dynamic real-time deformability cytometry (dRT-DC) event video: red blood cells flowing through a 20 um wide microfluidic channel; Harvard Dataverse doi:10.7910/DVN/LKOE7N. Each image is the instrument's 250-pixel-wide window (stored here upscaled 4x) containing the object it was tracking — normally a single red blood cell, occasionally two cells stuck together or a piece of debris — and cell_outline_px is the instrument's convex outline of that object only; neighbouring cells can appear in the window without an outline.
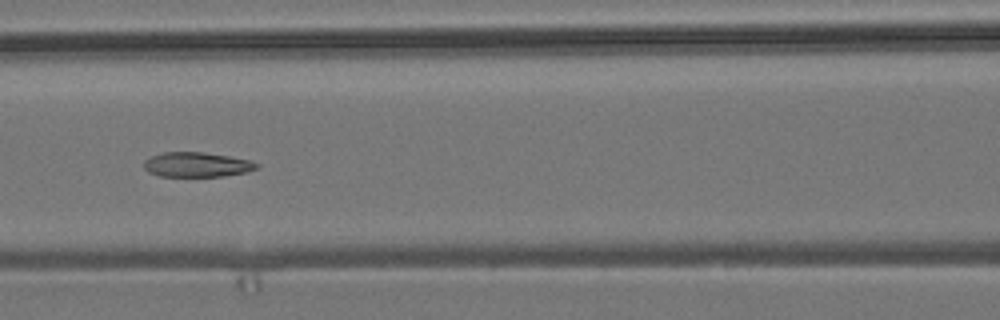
{"species": "common noctule bat (a hibernating species)", "species_latin": "Nyctalus noctula", "temperature_condition": "room temperature", "stored_images_in_passage": 9, "camera_frame_rate_fps": 3000, "um_per_image_px": 0.085, "animal": {"sex": "male", "body_mass_g": 19.2, "forearm_length_mm": 51.8}, "frame": {"image": 1, "passage_image": 6, "time_ms": 6.667, "image_size_px": [1000, 320], "cell_outline_px": [[260, 168], [248, 172], [224, 176], [160, 176], [148, 172], [144, 168], [144, 160], [152, 156], [164, 152], [200, 152], [228, 156], [248, 160], [260, 164]], "centroid_in_image_um": [16.75, 14.0], "position_along_channel_um": 149.8, "area_um2": 16.24}}
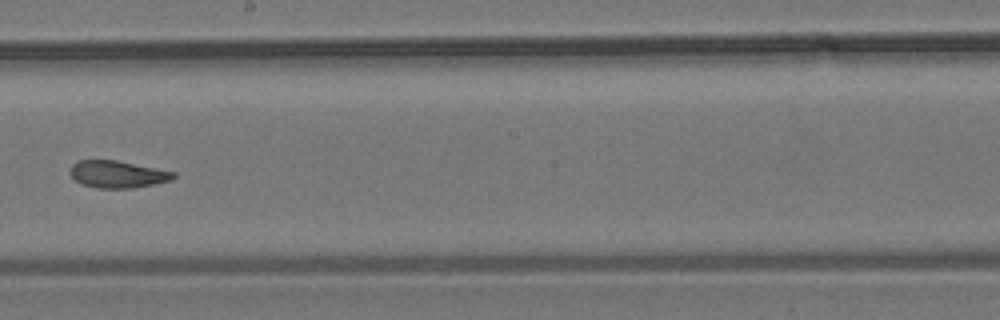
{"frame": {"image": 2, "passage_image": 8, "time_ms": 9.0, "image_size_px": [1000, 320], "cell_outline_px": [[176, 176], [172, 180], [132, 188], [100, 188], [84, 184], [76, 180], [68, 172], [72, 164], [76, 160], [116, 160], [176, 172]], "centroid_in_image_um": [9.98, 14.8], "position_along_channel_um": 238.2, "area_um2": 16.24}}
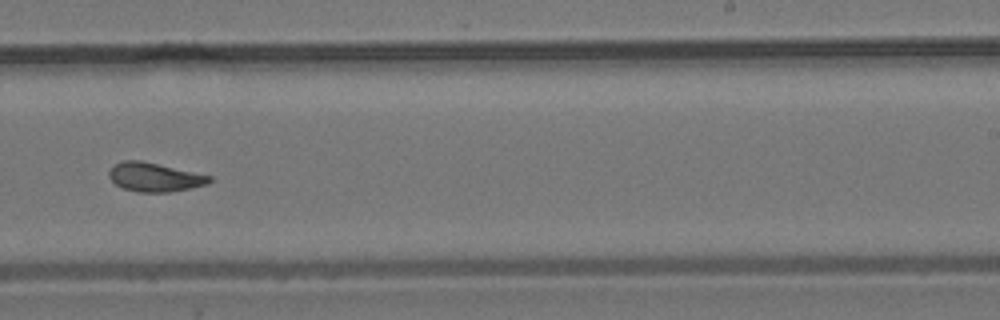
{"frame": {"image": 3, "passage_image": 9, "time_ms": 10.0, "image_size_px": [1000, 320], "cell_outline_px": [[212, 180], [208, 184], [172, 192], [136, 192], [124, 188], [116, 184], [108, 176], [108, 172], [116, 164], [124, 160], [140, 160], [212, 176]], "centroid_in_image_um": [13.15, 15.06], "position_along_channel_um": 275.8, "area_um2": 16.76}}